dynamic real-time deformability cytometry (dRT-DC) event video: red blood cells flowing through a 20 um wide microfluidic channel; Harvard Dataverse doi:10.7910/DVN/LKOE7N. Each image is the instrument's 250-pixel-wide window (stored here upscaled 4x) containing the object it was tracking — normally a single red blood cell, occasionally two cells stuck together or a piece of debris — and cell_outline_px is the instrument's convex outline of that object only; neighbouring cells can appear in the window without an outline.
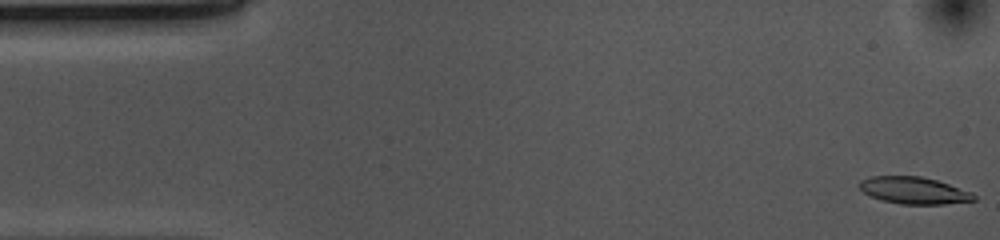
{"species": "common noctule bat (a hibernating species)", "species_latin": "Nyctalus noctula", "temperature_condition": "cold", "stored_images_in_passage": 53, "camera_frame_rate_fps": 3000, "um_per_image_px": 0.085, "animal": {"sex": "female", "body_mass_g": 10.0, "forearm_length_mm": 53.1}, "frame": {"image": 1, "passage_image": 1, "time_ms": 0.0, "image_size_px": [1000, 240], "cell_outline_px": [[976, 200], [944, 204], [900, 204], [880, 200], [864, 192], [860, 188], [860, 180], [872, 176], [920, 176], [936, 180], [972, 192], [976, 196]], "centroid_in_image_um": [77.69, 16.19], "position_along_channel_um": 7.3, "area_um2": 17.86}}
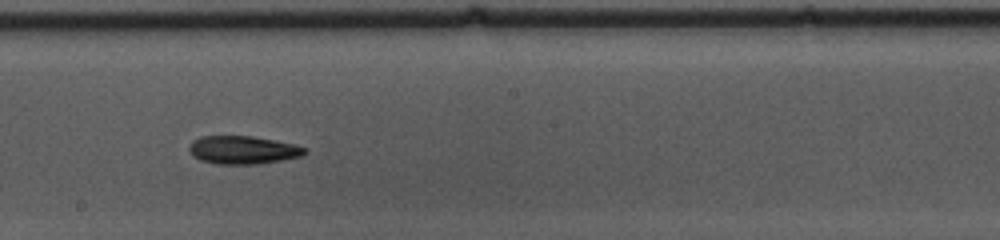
{"frame": {"image": 2, "passage_image": 28, "time_ms": 9.0, "image_size_px": [1000, 240], "cell_outline_px": [[308, 152], [300, 156], [280, 160], [256, 164], [216, 164], [200, 160], [192, 156], [188, 148], [192, 140], [200, 136], [252, 136], [292, 144], [308, 148]], "centroid_in_image_um": [20.6, 12.74], "position_along_channel_um": 227.6, "area_um2": 18.9}}
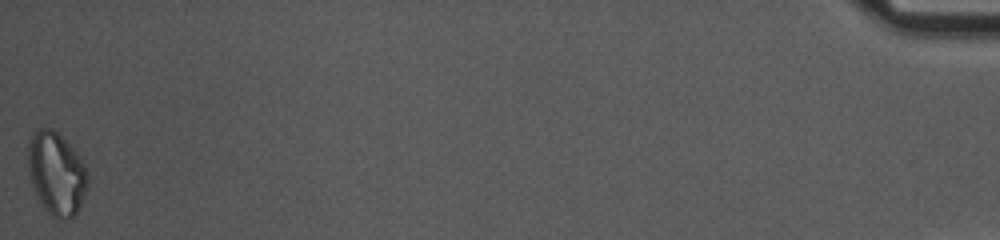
{"frame": {"image": 3, "passage_image": 53, "time_ms": 17.333, "image_size_px": [1000, 240], "cell_outline_px": [[88, 188], [80, 208], [72, 220], [60, 220], [52, 216], [44, 208], [32, 184], [28, 172], [28, 140], [36, 128], [52, 128], [76, 152], [84, 164], [88, 172]], "centroid_in_image_um": [4.81, 14.78], "position_along_channel_um": 430.4, "area_um2": 29.07}, "authors_computed_cell_mechanics": {"area_um2": 19.363, "velocity_mm_per_s": 3.6937, "shape_relaxation_time_tau1_ms": 5.3827, "shape_relaxation_time_tau2_ms": null, "deformation_change_tau1": 0.1521, "deformation_change_tau2": null}}